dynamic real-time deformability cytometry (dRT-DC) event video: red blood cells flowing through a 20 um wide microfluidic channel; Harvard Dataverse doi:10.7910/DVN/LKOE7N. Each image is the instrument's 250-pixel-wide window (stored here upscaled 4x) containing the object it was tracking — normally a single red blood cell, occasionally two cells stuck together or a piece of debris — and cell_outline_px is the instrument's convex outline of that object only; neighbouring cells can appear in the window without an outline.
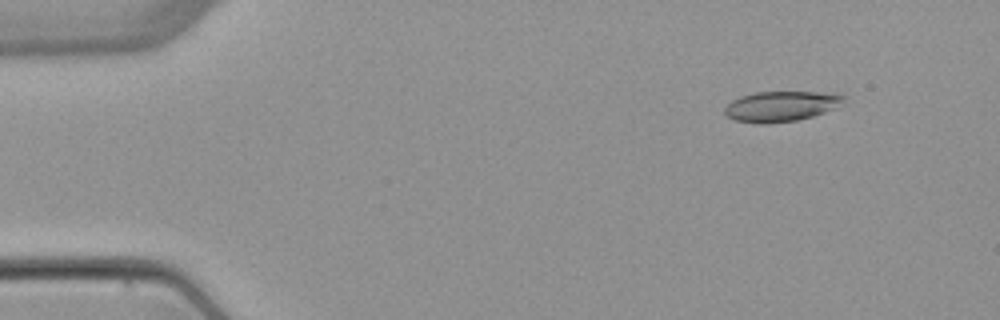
{"species": "common noctule bat (a hibernating species)", "species_latin": "Nyctalus noctula", "temperature_condition": "warm", "stored_images_in_passage": 5, "camera_frame_rate_fps": 3000, "um_per_image_px": 0.085, "animal": {"sex": "female", "body_mass_g": 22.7, "forearm_length_mm": 54.2}, "frame": {"image": 1, "passage_image": 2, "time_ms": 1.333, "image_size_px": [1000, 320], "cell_outline_px": [[844, 96], [832, 108], [824, 112], [812, 116], [796, 120], [768, 124], [756, 124], [736, 120], [728, 116], [724, 112], [724, 108], [732, 100], [740, 96], [756, 92], [840, 92]], "centroid_in_image_um": [66.33, 9.03], "position_along_channel_um": 18.7, "area_um2": 20.81}}
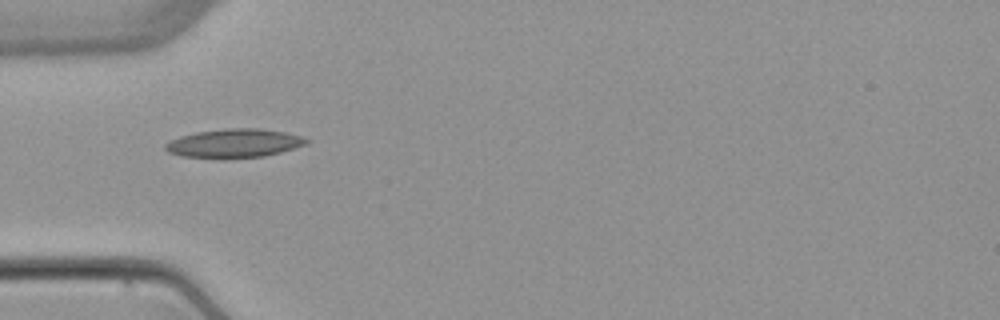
{"frame": {"image": 2, "passage_image": 5, "time_ms": 5.0, "image_size_px": [1000, 320], "cell_outline_px": [[308, 144], [280, 152], [264, 156], [220, 160], [180, 156], [168, 152], [164, 148], [164, 144], [180, 136], [196, 132], [224, 128], [256, 128], [284, 132], [300, 136], [308, 140]], "centroid_in_image_um": [19.85, 12.2], "position_along_channel_um": 65.2, "area_um2": 23.99}}